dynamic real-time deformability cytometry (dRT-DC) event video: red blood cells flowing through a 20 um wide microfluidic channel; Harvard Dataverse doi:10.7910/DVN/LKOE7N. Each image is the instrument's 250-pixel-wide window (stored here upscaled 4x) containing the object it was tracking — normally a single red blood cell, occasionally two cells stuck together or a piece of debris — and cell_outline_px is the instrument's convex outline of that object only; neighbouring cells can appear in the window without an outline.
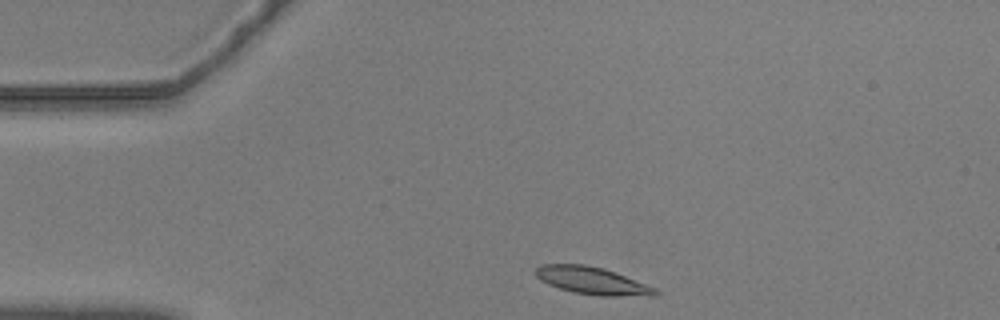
{"species": "common noctule bat (a hibernating species)", "species_latin": "Nyctalus noctula", "temperature_condition": "warm", "stored_images_in_passage": 46, "camera_frame_rate_fps": 3000, "um_per_image_px": 0.085, "animal": {"sex": "male", "body_mass_g": 20.5, "forearm_length_mm": 52.5}, "frame": {"image": 1, "passage_image": 1, "time_ms": 0.0, "image_size_px": [1000, 320], "cell_outline_px": [[660, 292], [656, 296], [600, 296], [572, 292], [548, 284], [540, 280], [536, 276], [536, 268], [540, 264], [584, 264], [604, 268], [616, 272], [656, 288]], "centroid_in_image_um": [50.36, 23.86], "position_along_channel_um": 34.6, "area_um2": 19.25}}
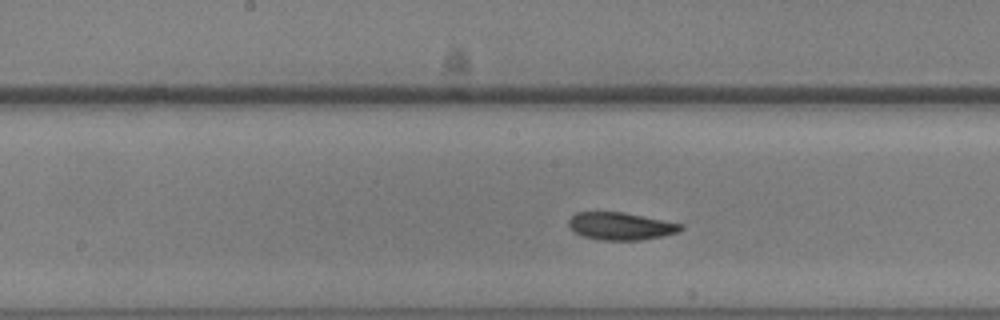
{"frame": {"image": 2, "passage_image": 18, "time_ms": 5.667, "image_size_px": [1000, 320], "cell_outline_px": [[684, 228], [676, 232], [664, 236], [640, 240], [600, 240], [584, 236], [576, 232], [568, 224], [568, 220], [576, 212], [624, 212], [684, 224]], "centroid_in_image_um": [52.79, 19.22], "position_along_channel_um": 195.4, "area_um2": 17.92}}
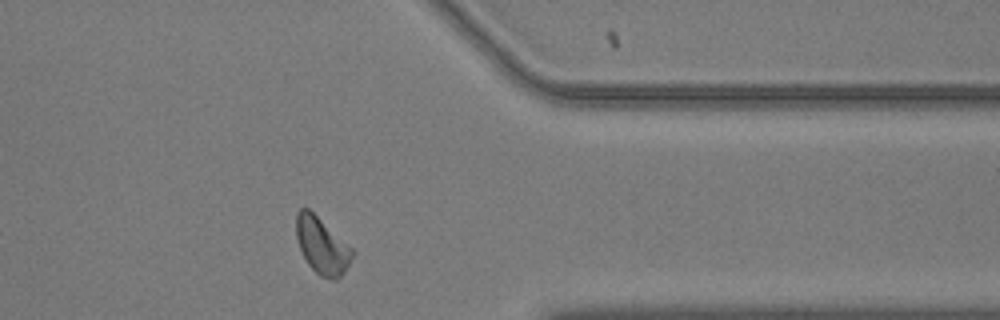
{"frame": {"image": 3, "passage_image": 35, "time_ms": 11.333, "image_size_px": [1000, 320], "cell_outline_px": [[356, 252], [344, 272], [336, 280], [332, 280], [320, 276], [308, 264], [300, 248], [296, 236], [296, 212], [300, 208], [308, 208], [352, 248]], "centroid_in_image_um": [27.37, 20.89], "position_along_channel_um": 384.0, "area_um2": 18.26}, "authors_computed_cell_mechanics": {"area_um2": 18.3515, "velocity_mm_per_s": 3.5414, "shape_relaxation_time_tau1_ms": 4.2985, "shape_relaxation_time_tau2_ms": 2.9379, "deformation_change_tau1": 0.1166, "deformation_change_tau2": 0.0855}}